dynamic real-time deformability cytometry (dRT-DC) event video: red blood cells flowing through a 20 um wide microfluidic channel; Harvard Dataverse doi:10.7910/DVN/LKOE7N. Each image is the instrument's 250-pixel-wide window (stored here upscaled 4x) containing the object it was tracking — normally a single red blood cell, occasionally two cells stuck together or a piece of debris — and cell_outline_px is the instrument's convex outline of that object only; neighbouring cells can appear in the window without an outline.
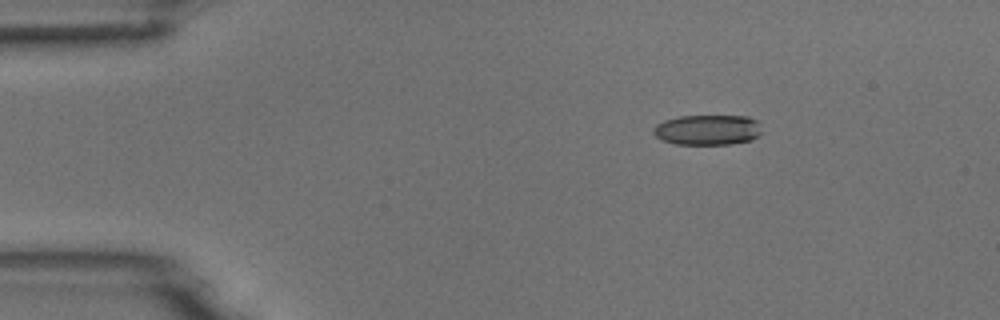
{"species": "common noctule bat (a hibernating species)", "species_latin": "Nyctalus noctula", "temperature_condition": "room temperature", "stored_images_in_passage": 9, "camera_frame_rate_fps": 3000, "um_per_image_px": 0.085, "animal": {"sex": "male", "body_mass_g": 18.8}, "frame": {"image": 1, "passage_image": 1, "time_ms": 0.0, "image_size_px": [1000, 320], "cell_outline_px": [[752, 136], [744, 140], [712, 144], [692, 144], [672, 140], [696, 116], [732, 116], [748, 120]], "centroid_in_image_um": [60.75, 11.08], "position_along_channel_um": 24.3, "area_um2": 12.43}}